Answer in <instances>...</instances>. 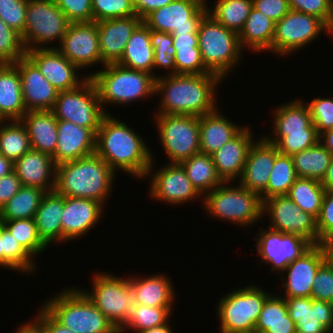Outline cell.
<instances>
[{
	"mask_svg": "<svg viewBox=\"0 0 333 333\" xmlns=\"http://www.w3.org/2000/svg\"><path fill=\"white\" fill-rule=\"evenodd\" d=\"M221 81L215 73L160 75L155 81V96H161L155 113L198 117L211 113L218 108L216 89Z\"/></svg>",
	"mask_w": 333,
	"mask_h": 333,
	"instance_id": "6da1fadb",
	"label": "cell"
},
{
	"mask_svg": "<svg viewBox=\"0 0 333 333\" xmlns=\"http://www.w3.org/2000/svg\"><path fill=\"white\" fill-rule=\"evenodd\" d=\"M95 153L115 173L124 171L140 180L146 178L155 156L134 128L111 114L103 117L97 130Z\"/></svg>",
	"mask_w": 333,
	"mask_h": 333,
	"instance_id": "7a4b0ae2",
	"label": "cell"
},
{
	"mask_svg": "<svg viewBox=\"0 0 333 333\" xmlns=\"http://www.w3.org/2000/svg\"><path fill=\"white\" fill-rule=\"evenodd\" d=\"M117 174L96 153L56 166L54 191L60 195L96 200L104 207Z\"/></svg>",
	"mask_w": 333,
	"mask_h": 333,
	"instance_id": "3957f363",
	"label": "cell"
},
{
	"mask_svg": "<svg viewBox=\"0 0 333 333\" xmlns=\"http://www.w3.org/2000/svg\"><path fill=\"white\" fill-rule=\"evenodd\" d=\"M101 70L88 74L99 95L101 106L106 114L105 104L130 105L136 100L155 96L156 78L147 72L124 67L118 63L106 64Z\"/></svg>",
	"mask_w": 333,
	"mask_h": 333,
	"instance_id": "277c9868",
	"label": "cell"
},
{
	"mask_svg": "<svg viewBox=\"0 0 333 333\" xmlns=\"http://www.w3.org/2000/svg\"><path fill=\"white\" fill-rule=\"evenodd\" d=\"M42 307L62 326L76 333H119L81 288L63 289Z\"/></svg>",
	"mask_w": 333,
	"mask_h": 333,
	"instance_id": "5b68a950",
	"label": "cell"
},
{
	"mask_svg": "<svg viewBox=\"0 0 333 333\" xmlns=\"http://www.w3.org/2000/svg\"><path fill=\"white\" fill-rule=\"evenodd\" d=\"M230 183L223 182L203 196L205 212L211 217L233 222L235 226L256 224L263 218V201L260 195L240 184L233 186Z\"/></svg>",
	"mask_w": 333,
	"mask_h": 333,
	"instance_id": "8992f818",
	"label": "cell"
},
{
	"mask_svg": "<svg viewBox=\"0 0 333 333\" xmlns=\"http://www.w3.org/2000/svg\"><path fill=\"white\" fill-rule=\"evenodd\" d=\"M198 47L205 67L223 80L241 62L243 50L238 33L227 29L208 13L199 25Z\"/></svg>",
	"mask_w": 333,
	"mask_h": 333,
	"instance_id": "52a82bcc",
	"label": "cell"
},
{
	"mask_svg": "<svg viewBox=\"0 0 333 333\" xmlns=\"http://www.w3.org/2000/svg\"><path fill=\"white\" fill-rule=\"evenodd\" d=\"M271 293L258 285L234 288L217 303L220 333H254L256 322Z\"/></svg>",
	"mask_w": 333,
	"mask_h": 333,
	"instance_id": "ba28073f",
	"label": "cell"
},
{
	"mask_svg": "<svg viewBox=\"0 0 333 333\" xmlns=\"http://www.w3.org/2000/svg\"><path fill=\"white\" fill-rule=\"evenodd\" d=\"M108 273H95L91 280L92 291H82L119 330L132 315L134 306L137 305V297L130 286L129 277Z\"/></svg>",
	"mask_w": 333,
	"mask_h": 333,
	"instance_id": "9c48e42d",
	"label": "cell"
},
{
	"mask_svg": "<svg viewBox=\"0 0 333 333\" xmlns=\"http://www.w3.org/2000/svg\"><path fill=\"white\" fill-rule=\"evenodd\" d=\"M70 23L54 0H28L22 36L26 51L57 48L49 45L61 43Z\"/></svg>",
	"mask_w": 333,
	"mask_h": 333,
	"instance_id": "30bf717a",
	"label": "cell"
},
{
	"mask_svg": "<svg viewBox=\"0 0 333 333\" xmlns=\"http://www.w3.org/2000/svg\"><path fill=\"white\" fill-rule=\"evenodd\" d=\"M51 111L57 120L90 128L95 134L106 115L97 88L90 77L72 90L59 91Z\"/></svg>",
	"mask_w": 333,
	"mask_h": 333,
	"instance_id": "8fae6325",
	"label": "cell"
},
{
	"mask_svg": "<svg viewBox=\"0 0 333 333\" xmlns=\"http://www.w3.org/2000/svg\"><path fill=\"white\" fill-rule=\"evenodd\" d=\"M154 119L168 163H180L201 152L198 116L155 114Z\"/></svg>",
	"mask_w": 333,
	"mask_h": 333,
	"instance_id": "7c38bea8",
	"label": "cell"
},
{
	"mask_svg": "<svg viewBox=\"0 0 333 333\" xmlns=\"http://www.w3.org/2000/svg\"><path fill=\"white\" fill-rule=\"evenodd\" d=\"M330 28L318 17L290 10L275 23L272 53L288 56L312 43Z\"/></svg>",
	"mask_w": 333,
	"mask_h": 333,
	"instance_id": "4fadbf2b",
	"label": "cell"
},
{
	"mask_svg": "<svg viewBox=\"0 0 333 333\" xmlns=\"http://www.w3.org/2000/svg\"><path fill=\"white\" fill-rule=\"evenodd\" d=\"M270 221L268 228L288 234H297L319 244L317 219L304 212L287 195H276L263 201V217Z\"/></svg>",
	"mask_w": 333,
	"mask_h": 333,
	"instance_id": "5bb4252c",
	"label": "cell"
},
{
	"mask_svg": "<svg viewBox=\"0 0 333 333\" xmlns=\"http://www.w3.org/2000/svg\"><path fill=\"white\" fill-rule=\"evenodd\" d=\"M206 0H174L152 11L143 22L150 28L170 34L198 33L200 22L208 13Z\"/></svg>",
	"mask_w": 333,
	"mask_h": 333,
	"instance_id": "9a60e30c",
	"label": "cell"
},
{
	"mask_svg": "<svg viewBox=\"0 0 333 333\" xmlns=\"http://www.w3.org/2000/svg\"><path fill=\"white\" fill-rule=\"evenodd\" d=\"M154 160H152L146 175L147 178L151 176L149 194L153 200L162 201L171 206L186 204V202L194 201L196 198L203 201V196L193 186L179 163H168L155 171Z\"/></svg>",
	"mask_w": 333,
	"mask_h": 333,
	"instance_id": "2e32d148",
	"label": "cell"
},
{
	"mask_svg": "<svg viewBox=\"0 0 333 333\" xmlns=\"http://www.w3.org/2000/svg\"><path fill=\"white\" fill-rule=\"evenodd\" d=\"M255 239L261 263L271 265L274 273L281 274L289 263L301 257L313 244L297 234L282 233L270 228H259ZM276 271V272H275Z\"/></svg>",
	"mask_w": 333,
	"mask_h": 333,
	"instance_id": "e0dca14e",
	"label": "cell"
},
{
	"mask_svg": "<svg viewBox=\"0 0 333 333\" xmlns=\"http://www.w3.org/2000/svg\"><path fill=\"white\" fill-rule=\"evenodd\" d=\"M57 50L79 70L100 63V66H104L100 56L97 22L70 23Z\"/></svg>",
	"mask_w": 333,
	"mask_h": 333,
	"instance_id": "ac0fdd59",
	"label": "cell"
},
{
	"mask_svg": "<svg viewBox=\"0 0 333 333\" xmlns=\"http://www.w3.org/2000/svg\"><path fill=\"white\" fill-rule=\"evenodd\" d=\"M327 260L323 244L313 245L301 257L295 259L280 274L285 290L283 298L311 297L313 280L320 266ZM287 272V277L284 274Z\"/></svg>",
	"mask_w": 333,
	"mask_h": 333,
	"instance_id": "d6986e66",
	"label": "cell"
},
{
	"mask_svg": "<svg viewBox=\"0 0 333 333\" xmlns=\"http://www.w3.org/2000/svg\"><path fill=\"white\" fill-rule=\"evenodd\" d=\"M26 56L41 74L59 91L72 90L83 83L88 75H80L78 67L63 56L57 48L27 50Z\"/></svg>",
	"mask_w": 333,
	"mask_h": 333,
	"instance_id": "ffe728a7",
	"label": "cell"
},
{
	"mask_svg": "<svg viewBox=\"0 0 333 333\" xmlns=\"http://www.w3.org/2000/svg\"><path fill=\"white\" fill-rule=\"evenodd\" d=\"M287 312L296 333H330L333 330V303L311 297L285 298Z\"/></svg>",
	"mask_w": 333,
	"mask_h": 333,
	"instance_id": "44dd1931",
	"label": "cell"
},
{
	"mask_svg": "<svg viewBox=\"0 0 333 333\" xmlns=\"http://www.w3.org/2000/svg\"><path fill=\"white\" fill-rule=\"evenodd\" d=\"M105 207L96 200L64 196L62 243L88 234L103 217Z\"/></svg>",
	"mask_w": 333,
	"mask_h": 333,
	"instance_id": "7402d4cb",
	"label": "cell"
},
{
	"mask_svg": "<svg viewBox=\"0 0 333 333\" xmlns=\"http://www.w3.org/2000/svg\"><path fill=\"white\" fill-rule=\"evenodd\" d=\"M20 73L21 89L26 111H49L55 105L57 90L27 57L14 64Z\"/></svg>",
	"mask_w": 333,
	"mask_h": 333,
	"instance_id": "603a6c76",
	"label": "cell"
},
{
	"mask_svg": "<svg viewBox=\"0 0 333 333\" xmlns=\"http://www.w3.org/2000/svg\"><path fill=\"white\" fill-rule=\"evenodd\" d=\"M277 147L264 137L256 140L250 147L246 163L238 183L246 189L261 195L269 182L270 172L276 156Z\"/></svg>",
	"mask_w": 333,
	"mask_h": 333,
	"instance_id": "cb8c5ba5",
	"label": "cell"
},
{
	"mask_svg": "<svg viewBox=\"0 0 333 333\" xmlns=\"http://www.w3.org/2000/svg\"><path fill=\"white\" fill-rule=\"evenodd\" d=\"M253 133L245 125L233 139L211 155L216 172L223 182L235 183L241 177L250 147L256 141Z\"/></svg>",
	"mask_w": 333,
	"mask_h": 333,
	"instance_id": "d4e9b609",
	"label": "cell"
},
{
	"mask_svg": "<svg viewBox=\"0 0 333 333\" xmlns=\"http://www.w3.org/2000/svg\"><path fill=\"white\" fill-rule=\"evenodd\" d=\"M58 140L55 154L52 156L56 165L87 157L95 153L96 134L87 127L57 120Z\"/></svg>",
	"mask_w": 333,
	"mask_h": 333,
	"instance_id": "484cf974",
	"label": "cell"
},
{
	"mask_svg": "<svg viewBox=\"0 0 333 333\" xmlns=\"http://www.w3.org/2000/svg\"><path fill=\"white\" fill-rule=\"evenodd\" d=\"M143 22L138 16L97 22L102 64L118 63L134 30Z\"/></svg>",
	"mask_w": 333,
	"mask_h": 333,
	"instance_id": "4316f807",
	"label": "cell"
},
{
	"mask_svg": "<svg viewBox=\"0 0 333 333\" xmlns=\"http://www.w3.org/2000/svg\"><path fill=\"white\" fill-rule=\"evenodd\" d=\"M56 164L51 155L31 149L14 162V172L23 186L54 190Z\"/></svg>",
	"mask_w": 333,
	"mask_h": 333,
	"instance_id": "83f0119b",
	"label": "cell"
},
{
	"mask_svg": "<svg viewBox=\"0 0 333 333\" xmlns=\"http://www.w3.org/2000/svg\"><path fill=\"white\" fill-rule=\"evenodd\" d=\"M130 286L136 292L137 305L149 307H173L176 299L171 279L164 273L149 276H129Z\"/></svg>",
	"mask_w": 333,
	"mask_h": 333,
	"instance_id": "f1b7e54d",
	"label": "cell"
},
{
	"mask_svg": "<svg viewBox=\"0 0 333 333\" xmlns=\"http://www.w3.org/2000/svg\"><path fill=\"white\" fill-rule=\"evenodd\" d=\"M218 108L199 116L200 151L212 155L224 144L233 139L243 128L218 112Z\"/></svg>",
	"mask_w": 333,
	"mask_h": 333,
	"instance_id": "f546056e",
	"label": "cell"
},
{
	"mask_svg": "<svg viewBox=\"0 0 333 333\" xmlns=\"http://www.w3.org/2000/svg\"><path fill=\"white\" fill-rule=\"evenodd\" d=\"M30 138L31 148L53 156L58 134L57 119L51 110L29 111L22 118Z\"/></svg>",
	"mask_w": 333,
	"mask_h": 333,
	"instance_id": "4dcf8cb0",
	"label": "cell"
},
{
	"mask_svg": "<svg viewBox=\"0 0 333 333\" xmlns=\"http://www.w3.org/2000/svg\"><path fill=\"white\" fill-rule=\"evenodd\" d=\"M26 113L18 68L0 64V115L10 121L21 120Z\"/></svg>",
	"mask_w": 333,
	"mask_h": 333,
	"instance_id": "1f68e13d",
	"label": "cell"
},
{
	"mask_svg": "<svg viewBox=\"0 0 333 333\" xmlns=\"http://www.w3.org/2000/svg\"><path fill=\"white\" fill-rule=\"evenodd\" d=\"M64 207V196L57 192H46L35 215L39 237L47 245L62 243L61 215ZM55 242V243H54Z\"/></svg>",
	"mask_w": 333,
	"mask_h": 333,
	"instance_id": "d6a6232c",
	"label": "cell"
},
{
	"mask_svg": "<svg viewBox=\"0 0 333 333\" xmlns=\"http://www.w3.org/2000/svg\"><path fill=\"white\" fill-rule=\"evenodd\" d=\"M275 21L252 8L243 29L238 34L242 50L250 52H272Z\"/></svg>",
	"mask_w": 333,
	"mask_h": 333,
	"instance_id": "836d02e7",
	"label": "cell"
},
{
	"mask_svg": "<svg viewBox=\"0 0 333 333\" xmlns=\"http://www.w3.org/2000/svg\"><path fill=\"white\" fill-rule=\"evenodd\" d=\"M304 101L295 98L276 107L273 111L271 136H287L288 133L304 132V129H316L312 123L309 107Z\"/></svg>",
	"mask_w": 333,
	"mask_h": 333,
	"instance_id": "e575fe53",
	"label": "cell"
},
{
	"mask_svg": "<svg viewBox=\"0 0 333 333\" xmlns=\"http://www.w3.org/2000/svg\"><path fill=\"white\" fill-rule=\"evenodd\" d=\"M153 59L150 28L142 22L129 38L118 64L153 75Z\"/></svg>",
	"mask_w": 333,
	"mask_h": 333,
	"instance_id": "d590c367",
	"label": "cell"
},
{
	"mask_svg": "<svg viewBox=\"0 0 333 333\" xmlns=\"http://www.w3.org/2000/svg\"><path fill=\"white\" fill-rule=\"evenodd\" d=\"M254 333H296V325L288 315L283 296L272 293L266 299Z\"/></svg>",
	"mask_w": 333,
	"mask_h": 333,
	"instance_id": "8d00e7d4",
	"label": "cell"
},
{
	"mask_svg": "<svg viewBox=\"0 0 333 333\" xmlns=\"http://www.w3.org/2000/svg\"><path fill=\"white\" fill-rule=\"evenodd\" d=\"M196 190L204 196L223 183L211 155L196 153L179 163Z\"/></svg>",
	"mask_w": 333,
	"mask_h": 333,
	"instance_id": "74e56055",
	"label": "cell"
},
{
	"mask_svg": "<svg viewBox=\"0 0 333 333\" xmlns=\"http://www.w3.org/2000/svg\"><path fill=\"white\" fill-rule=\"evenodd\" d=\"M297 177L322 181L332 155L318 141L314 146L291 156Z\"/></svg>",
	"mask_w": 333,
	"mask_h": 333,
	"instance_id": "f35d334b",
	"label": "cell"
},
{
	"mask_svg": "<svg viewBox=\"0 0 333 333\" xmlns=\"http://www.w3.org/2000/svg\"><path fill=\"white\" fill-rule=\"evenodd\" d=\"M46 192L41 188H22L0 209L1 220L35 218L41 199Z\"/></svg>",
	"mask_w": 333,
	"mask_h": 333,
	"instance_id": "ab89813d",
	"label": "cell"
},
{
	"mask_svg": "<svg viewBox=\"0 0 333 333\" xmlns=\"http://www.w3.org/2000/svg\"><path fill=\"white\" fill-rule=\"evenodd\" d=\"M213 5L214 7L207 8L208 14L224 27L238 34L253 8L252 0H215Z\"/></svg>",
	"mask_w": 333,
	"mask_h": 333,
	"instance_id": "60d3db41",
	"label": "cell"
},
{
	"mask_svg": "<svg viewBox=\"0 0 333 333\" xmlns=\"http://www.w3.org/2000/svg\"><path fill=\"white\" fill-rule=\"evenodd\" d=\"M325 189L320 181L298 177L290 187L287 196L304 212L316 219L321 212Z\"/></svg>",
	"mask_w": 333,
	"mask_h": 333,
	"instance_id": "b9f144b4",
	"label": "cell"
},
{
	"mask_svg": "<svg viewBox=\"0 0 333 333\" xmlns=\"http://www.w3.org/2000/svg\"><path fill=\"white\" fill-rule=\"evenodd\" d=\"M31 149L27 129L21 120L5 121L0 126V155L15 162Z\"/></svg>",
	"mask_w": 333,
	"mask_h": 333,
	"instance_id": "7bdbcfd3",
	"label": "cell"
},
{
	"mask_svg": "<svg viewBox=\"0 0 333 333\" xmlns=\"http://www.w3.org/2000/svg\"><path fill=\"white\" fill-rule=\"evenodd\" d=\"M297 178L292 157L279 153L270 172L266 190L260 195L261 200L276 195H287Z\"/></svg>",
	"mask_w": 333,
	"mask_h": 333,
	"instance_id": "ee69618b",
	"label": "cell"
},
{
	"mask_svg": "<svg viewBox=\"0 0 333 333\" xmlns=\"http://www.w3.org/2000/svg\"><path fill=\"white\" fill-rule=\"evenodd\" d=\"M173 308L135 305L132 315L119 329V333H126V330L130 331V329L138 333L171 322L169 319L173 316Z\"/></svg>",
	"mask_w": 333,
	"mask_h": 333,
	"instance_id": "f6af8a7d",
	"label": "cell"
},
{
	"mask_svg": "<svg viewBox=\"0 0 333 333\" xmlns=\"http://www.w3.org/2000/svg\"><path fill=\"white\" fill-rule=\"evenodd\" d=\"M2 223L33 258L45 252L48 247L39 237L34 218L2 220Z\"/></svg>",
	"mask_w": 333,
	"mask_h": 333,
	"instance_id": "bcb514c9",
	"label": "cell"
},
{
	"mask_svg": "<svg viewBox=\"0 0 333 333\" xmlns=\"http://www.w3.org/2000/svg\"><path fill=\"white\" fill-rule=\"evenodd\" d=\"M3 268L25 274L34 273L38 268L34 258L22 247L3 226Z\"/></svg>",
	"mask_w": 333,
	"mask_h": 333,
	"instance_id": "7dc6e473",
	"label": "cell"
},
{
	"mask_svg": "<svg viewBox=\"0 0 333 333\" xmlns=\"http://www.w3.org/2000/svg\"><path fill=\"white\" fill-rule=\"evenodd\" d=\"M150 39L154 49L153 76L155 78L159 77V75L154 74V70H156L155 68H160L164 71L167 70V74L165 73L163 75L176 74L174 58L176 49L173 47L172 35L167 32L150 29Z\"/></svg>",
	"mask_w": 333,
	"mask_h": 333,
	"instance_id": "c3c4849f",
	"label": "cell"
},
{
	"mask_svg": "<svg viewBox=\"0 0 333 333\" xmlns=\"http://www.w3.org/2000/svg\"><path fill=\"white\" fill-rule=\"evenodd\" d=\"M263 137L271 144H274L279 153L292 156L302 150L314 146L319 141V135L316 129H304V132L288 133L287 136Z\"/></svg>",
	"mask_w": 333,
	"mask_h": 333,
	"instance_id": "681fc988",
	"label": "cell"
},
{
	"mask_svg": "<svg viewBox=\"0 0 333 333\" xmlns=\"http://www.w3.org/2000/svg\"><path fill=\"white\" fill-rule=\"evenodd\" d=\"M25 56L21 34L0 18V64H15Z\"/></svg>",
	"mask_w": 333,
	"mask_h": 333,
	"instance_id": "f907efd6",
	"label": "cell"
},
{
	"mask_svg": "<svg viewBox=\"0 0 333 333\" xmlns=\"http://www.w3.org/2000/svg\"><path fill=\"white\" fill-rule=\"evenodd\" d=\"M93 21L137 16L134 0H91Z\"/></svg>",
	"mask_w": 333,
	"mask_h": 333,
	"instance_id": "816d5d0a",
	"label": "cell"
},
{
	"mask_svg": "<svg viewBox=\"0 0 333 333\" xmlns=\"http://www.w3.org/2000/svg\"><path fill=\"white\" fill-rule=\"evenodd\" d=\"M28 0H0V18L11 28L24 35Z\"/></svg>",
	"mask_w": 333,
	"mask_h": 333,
	"instance_id": "f5cc1de1",
	"label": "cell"
},
{
	"mask_svg": "<svg viewBox=\"0 0 333 333\" xmlns=\"http://www.w3.org/2000/svg\"><path fill=\"white\" fill-rule=\"evenodd\" d=\"M310 110L312 123L316 127L318 135L333 128V99L313 98L310 102H305Z\"/></svg>",
	"mask_w": 333,
	"mask_h": 333,
	"instance_id": "db71d44e",
	"label": "cell"
},
{
	"mask_svg": "<svg viewBox=\"0 0 333 333\" xmlns=\"http://www.w3.org/2000/svg\"><path fill=\"white\" fill-rule=\"evenodd\" d=\"M290 9L321 19L329 28L333 25V0H289Z\"/></svg>",
	"mask_w": 333,
	"mask_h": 333,
	"instance_id": "11a10c76",
	"label": "cell"
},
{
	"mask_svg": "<svg viewBox=\"0 0 333 333\" xmlns=\"http://www.w3.org/2000/svg\"><path fill=\"white\" fill-rule=\"evenodd\" d=\"M311 298L333 303V264L328 259L315 275Z\"/></svg>",
	"mask_w": 333,
	"mask_h": 333,
	"instance_id": "9f6ffc18",
	"label": "cell"
},
{
	"mask_svg": "<svg viewBox=\"0 0 333 333\" xmlns=\"http://www.w3.org/2000/svg\"><path fill=\"white\" fill-rule=\"evenodd\" d=\"M176 74H206L211 73L204 65L199 48L192 50H176Z\"/></svg>",
	"mask_w": 333,
	"mask_h": 333,
	"instance_id": "6f0895ef",
	"label": "cell"
},
{
	"mask_svg": "<svg viewBox=\"0 0 333 333\" xmlns=\"http://www.w3.org/2000/svg\"><path fill=\"white\" fill-rule=\"evenodd\" d=\"M71 23L93 22L91 0H54Z\"/></svg>",
	"mask_w": 333,
	"mask_h": 333,
	"instance_id": "680465c9",
	"label": "cell"
},
{
	"mask_svg": "<svg viewBox=\"0 0 333 333\" xmlns=\"http://www.w3.org/2000/svg\"><path fill=\"white\" fill-rule=\"evenodd\" d=\"M319 244L333 237V191H325L321 212L317 218Z\"/></svg>",
	"mask_w": 333,
	"mask_h": 333,
	"instance_id": "91938a15",
	"label": "cell"
},
{
	"mask_svg": "<svg viewBox=\"0 0 333 333\" xmlns=\"http://www.w3.org/2000/svg\"><path fill=\"white\" fill-rule=\"evenodd\" d=\"M252 5L275 22L291 10L289 0H252Z\"/></svg>",
	"mask_w": 333,
	"mask_h": 333,
	"instance_id": "94428289",
	"label": "cell"
},
{
	"mask_svg": "<svg viewBox=\"0 0 333 333\" xmlns=\"http://www.w3.org/2000/svg\"><path fill=\"white\" fill-rule=\"evenodd\" d=\"M22 186L20 179L14 171L0 178V209Z\"/></svg>",
	"mask_w": 333,
	"mask_h": 333,
	"instance_id": "6125c7cd",
	"label": "cell"
},
{
	"mask_svg": "<svg viewBox=\"0 0 333 333\" xmlns=\"http://www.w3.org/2000/svg\"><path fill=\"white\" fill-rule=\"evenodd\" d=\"M33 321L44 333H76L59 324L42 306L35 315Z\"/></svg>",
	"mask_w": 333,
	"mask_h": 333,
	"instance_id": "be15d7a7",
	"label": "cell"
},
{
	"mask_svg": "<svg viewBox=\"0 0 333 333\" xmlns=\"http://www.w3.org/2000/svg\"><path fill=\"white\" fill-rule=\"evenodd\" d=\"M174 0H134V9L140 19H144L152 11L170 4Z\"/></svg>",
	"mask_w": 333,
	"mask_h": 333,
	"instance_id": "e7e4bbea",
	"label": "cell"
},
{
	"mask_svg": "<svg viewBox=\"0 0 333 333\" xmlns=\"http://www.w3.org/2000/svg\"><path fill=\"white\" fill-rule=\"evenodd\" d=\"M176 50H192L198 47V33L171 34Z\"/></svg>",
	"mask_w": 333,
	"mask_h": 333,
	"instance_id": "03108f58",
	"label": "cell"
},
{
	"mask_svg": "<svg viewBox=\"0 0 333 333\" xmlns=\"http://www.w3.org/2000/svg\"><path fill=\"white\" fill-rule=\"evenodd\" d=\"M319 142L331 155H333V128L322 132L319 135Z\"/></svg>",
	"mask_w": 333,
	"mask_h": 333,
	"instance_id": "003e7915",
	"label": "cell"
},
{
	"mask_svg": "<svg viewBox=\"0 0 333 333\" xmlns=\"http://www.w3.org/2000/svg\"><path fill=\"white\" fill-rule=\"evenodd\" d=\"M321 185L326 191H333V155Z\"/></svg>",
	"mask_w": 333,
	"mask_h": 333,
	"instance_id": "a7ac6f4b",
	"label": "cell"
},
{
	"mask_svg": "<svg viewBox=\"0 0 333 333\" xmlns=\"http://www.w3.org/2000/svg\"><path fill=\"white\" fill-rule=\"evenodd\" d=\"M14 333H44L42 329L34 322L28 321L23 323L19 328L14 331Z\"/></svg>",
	"mask_w": 333,
	"mask_h": 333,
	"instance_id": "89a4df30",
	"label": "cell"
},
{
	"mask_svg": "<svg viewBox=\"0 0 333 333\" xmlns=\"http://www.w3.org/2000/svg\"><path fill=\"white\" fill-rule=\"evenodd\" d=\"M14 171V162L0 155V178Z\"/></svg>",
	"mask_w": 333,
	"mask_h": 333,
	"instance_id": "2644e50d",
	"label": "cell"
},
{
	"mask_svg": "<svg viewBox=\"0 0 333 333\" xmlns=\"http://www.w3.org/2000/svg\"><path fill=\"white\" fill-rule=\"evenodd\" d=\"M170 323H166L164 325H161V326H157V327H153L151 329H147V330H144V331H140L138 333H172V326H169Z\"/></svg>",
	"mask_w": 333,
	"mask_h": 333,
	"instance_id": "8c879c8a",
	"label": "cell"
},
{
	"mask_svg": "<svg viewBox=\"0 0 333 333\" xmlns=\"http://www.w3.org/2000/svg\"><path fill=\"white\" fill-rule=\"evenodd\" d=\"M323 245L326 250L327 259L333 264V237L325 241Z\"/></svg>",
	"mask_w": 333,
	"mask_h": 333,
	"instance_id": "753ad0ef",
	"label": "cell"
},
{
	"mask_svg": "<svg viewBox=\"0 0 333 333\" xmlns=\"http://www.w3.org/2000/svg\"><path fill=\"white\" fill-rule=\"evenodd\" d=\"M3 223L0 219V267L3 268Z\"/></svg>",
	"mask_w": 333,
	"mask_h": 333,
	"instance_id": "34e18365",
	"label": "cell"
},
{
	"mask_svg": "<svg viewBox=\"0 0 333 333\" xmlns=\"http://www.w3.org/2000/svg\"><path fill=\"white\" fill-rule=\"evenodd\" d=\"M5 122V120L3 119V117L0 115V126Z\"/></svg>",
	"mask_w": 333,
	"mask_h": 333,
	"instance_id": "11e5206c",
	"label": "cell"
},
{
	"mask_svg": "<svg viewBox=\"0 0 333 333\" xmlns=\"http://www.w3.org/2000/svg\"><path fill=\"white\" fill-rule=\"evenodd\" d=\"M330 35H332L331 37H333V25H332V27L330 28Z\"/></svg>",
	"mask_w": 333,
	"mask_h": 333,
	"instance_id": "2a66077c",
	"label": "cell"
}]
</instances>
